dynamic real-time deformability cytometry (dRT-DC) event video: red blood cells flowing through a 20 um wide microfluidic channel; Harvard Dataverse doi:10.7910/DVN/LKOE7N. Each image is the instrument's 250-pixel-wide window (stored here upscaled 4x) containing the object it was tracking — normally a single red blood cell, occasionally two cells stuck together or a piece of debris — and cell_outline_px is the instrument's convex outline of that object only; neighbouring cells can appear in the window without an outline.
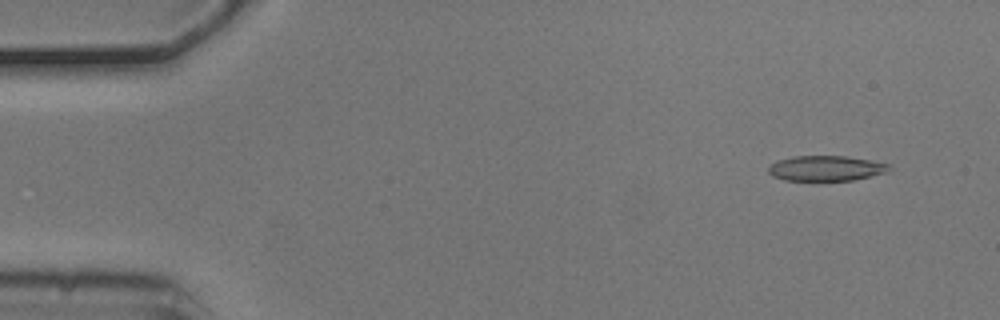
{"species": "common noctule bat (a hibernating species)", "species_latin": "Nyctalus noctula", "temperature_condition": "cold", "stored_images_in_passage": 4, "camera_frame_rate_fps": 3000, "um_per_image_px": 0.085, "animal": {"sex": "male", "body_mass_g": 20.5, "forearm_length_mm": 52.5}, "frame": {"image": 1, "passage_image": 1, "time_ms": 0.0, "image_size_px": [1000, 320], "cell_outline_px": [[892, 164], [888, 172], [872, 176], [852, 180], [784, 180], [772, 176], [768, 172], [768, 164], [776, 160], [792, 156], [848, 156], [872, 160]], "centroid_in_image_um": [70.21, 14.29], "position_along_channel_um": 14.8, "area_um2": 18.03}}
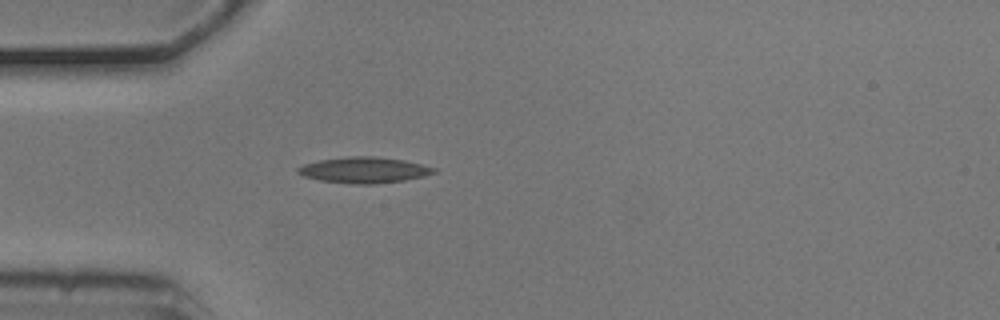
{"frame": {"image": 2, "passage_image": 4, "time_ms": 1.0, "image_size_px": [1000, 320], "cell_outline_px": [[440, 168], [436, 172], [424, 176], [404, 180], [376, 184], [352, 184], [320, 180], [304, 176], [296, 172], [296, 168], [304, 164], [320, 160], [348, 156], [372, 156], [404, 160]], "centroid_in_image_um": [30.98, 14.45], "position_along_channel_um": 54.0, "area_um2": 20.63}}